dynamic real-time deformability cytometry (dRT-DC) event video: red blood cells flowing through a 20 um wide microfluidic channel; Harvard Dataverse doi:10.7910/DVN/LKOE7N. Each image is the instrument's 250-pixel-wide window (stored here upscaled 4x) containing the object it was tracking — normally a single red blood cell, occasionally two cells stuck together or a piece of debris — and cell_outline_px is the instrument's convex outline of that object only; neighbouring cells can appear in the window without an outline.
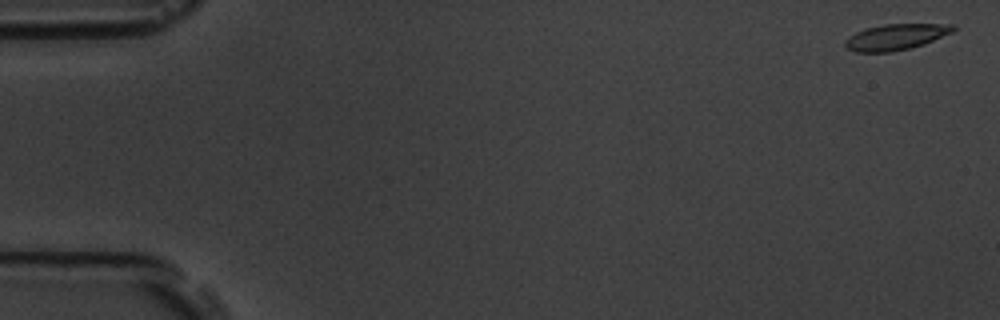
{"species": "common noctule bat (a hibernating species)", "species_latin": "Nyctalus noctula", "temperature_condition": "room temperature", "stored_images_in_passage": 54, "camera_frame_rate_fps": 3000, "um_per_image_px": 0.085, "animal": {"sex": "male", "body_mass_g": 19.5, "forearm_length_mm": 54.6}, "frame": {"image": 1, "passage_image": 1, "time_ms": 0.0, "image_size_px": [1000, 320], "cell_outline_px": [[956, 28], [952, 32], [924, 44], [892, 52], [856, 52], [848, 48], [844, 44], [844, 40], [848, 36], [856, 32], [868, 28], [884, 24], [956, 24]], "centroid_in_image_um": [76.14, 3.14], "position_along_channel_um": 8.9, "area_um2": 16.24}}
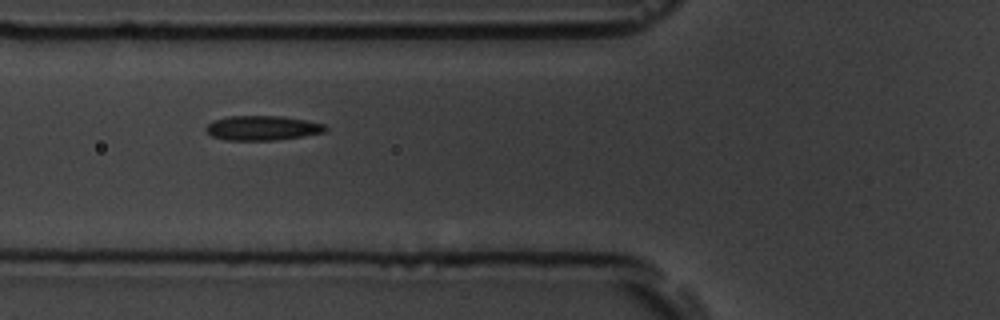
{"frame": {"image": 2, "passage_image": 20, "time_ms": 6.333, "image_size_px": [1000, 320], "cell_outline_px": [[328, 128], [324, 132], [276, 140], [224, 140], [212, 136], [204, 128], [212, 120], [228, 116], [284, 116], [324, 124]], "centroid_in_image_um": [22.26, 10.87], "position_along_channel_um": 103.5, "area_um2": 17.05}}
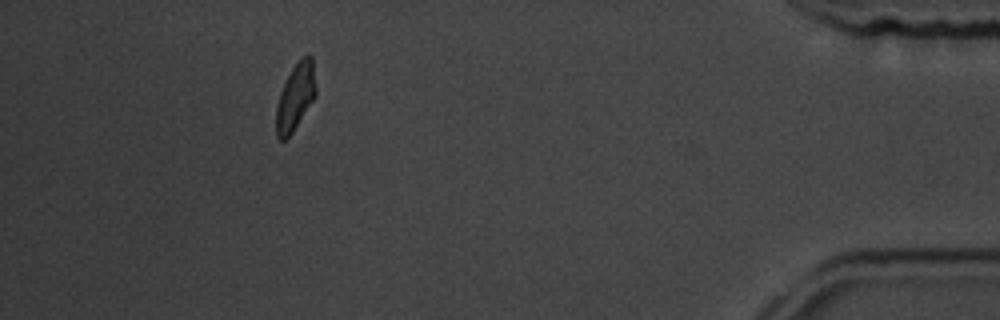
{"frame": {"image": 3, "passage_image": 49, "time_ms": 16.0, "image_size_px": [1000, 320], "cell_outline_px": [[316, 96], [292, 132], [284, 140], [280, 140], [276, 136], [276, 104], [280, 92], [292, 68], [300, 56], [308, 52], [312, 56], [316, 88]], "centroid_in_image_um": [25.12, 8.18], "position_along_channel_um": 410.1, "area_um2": 15.55}, "authors_computed_cell_mechanics": {"area_um2": 16.5886, "velocity_mm_per_s": 3.7665, "shape_relaxation_time_tau1_ms": 4.9909, "shape_relaxation_time_tau2_ms": 5.9053, "deformation_change_tau1": 0.1282, "deformation_change_tau2": 0.1072}}